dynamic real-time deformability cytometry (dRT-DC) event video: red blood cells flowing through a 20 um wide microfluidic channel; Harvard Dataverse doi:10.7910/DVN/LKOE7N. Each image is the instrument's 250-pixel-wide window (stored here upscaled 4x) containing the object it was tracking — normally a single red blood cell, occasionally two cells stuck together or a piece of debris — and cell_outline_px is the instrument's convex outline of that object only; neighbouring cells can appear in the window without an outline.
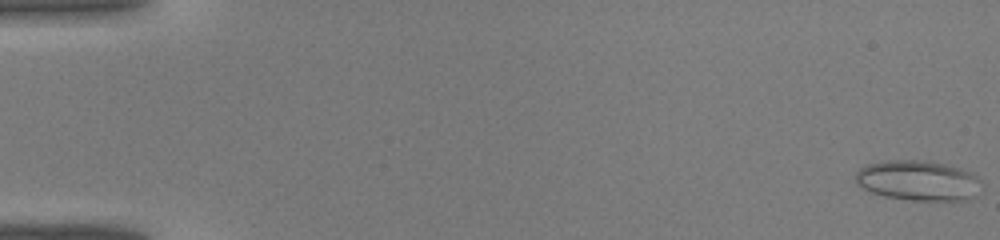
{"species": "common noctule bat (a hibernating species)", "species_latin": "Nyctalus noctula", "temperature_condition": "warm", "stored_images_in_passage": 43, "camera_frame_rate_fps": 3000, "um_per_image_px": 0.085, "animal": {"sex": "male", "body_mass_g": 19.0, "forearm_length_mm": 50.8}, "frame": {"image": 1, "passage_image": 1, "time_ms": 0.0, "image_size_px": [1000, 240], "cell_outline_px": [[984, 184], [976, 196], [968, 200], [908, 200], [884, 196], [872, 192], [856, 184], [856, 172], [860, 168], [868, 164], [888, 160], [924, 160], [944, 164], [976, 172]], "centroid_in_image_um": [78.12, 15.35], "position_along_channel_um": 6.9, "area_um2": 29.94}}
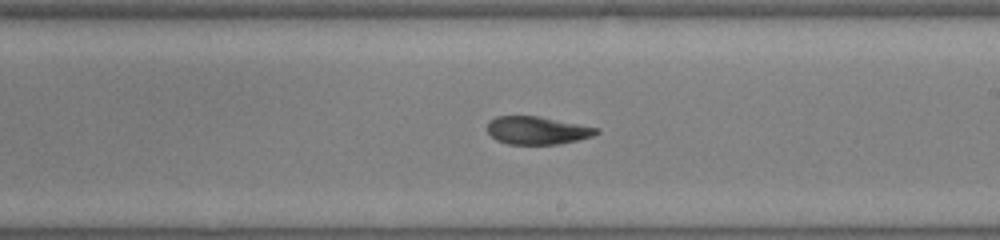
{"frame": {"image": 2, "passage_image": 26, "time_ms": 8.333, "image_size_px": [1000, 240], "cell_outline_px": [[600, 132], [592, 136], [560, 144], [508, 144], [496, 140], [488, 132], [488, 124], [496, 116], [540, 116], [600, 128]], "centroid_in_image_um": [45.69, 11.08], "position_along_channel_um": 243.3, "area_um2": 17.69}}
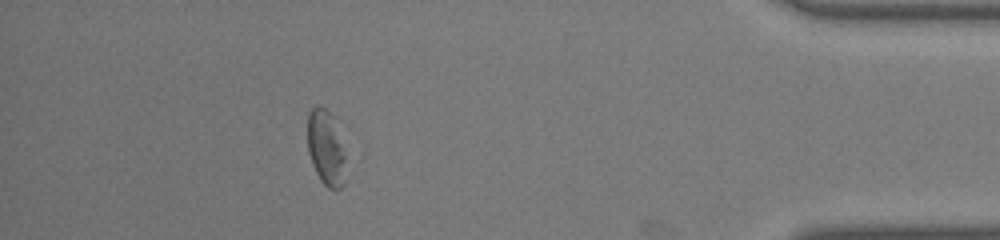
{"frame": {"image": 3, "passage_image": 39, "time_ms": 12.667, "image_size_px": [1000, 240], "cell_outline_px": [[344, 184], [340, 188], [328, 188], [320, 180], [312, 164], [308, 152], [308, 112], [316, 104], [320, 104], [332, 112], [344, 148]], "centroid_in_image_um": [27.69, 12.5], "position_along_channel_um": 407.5, "area_um2": 16.94}}